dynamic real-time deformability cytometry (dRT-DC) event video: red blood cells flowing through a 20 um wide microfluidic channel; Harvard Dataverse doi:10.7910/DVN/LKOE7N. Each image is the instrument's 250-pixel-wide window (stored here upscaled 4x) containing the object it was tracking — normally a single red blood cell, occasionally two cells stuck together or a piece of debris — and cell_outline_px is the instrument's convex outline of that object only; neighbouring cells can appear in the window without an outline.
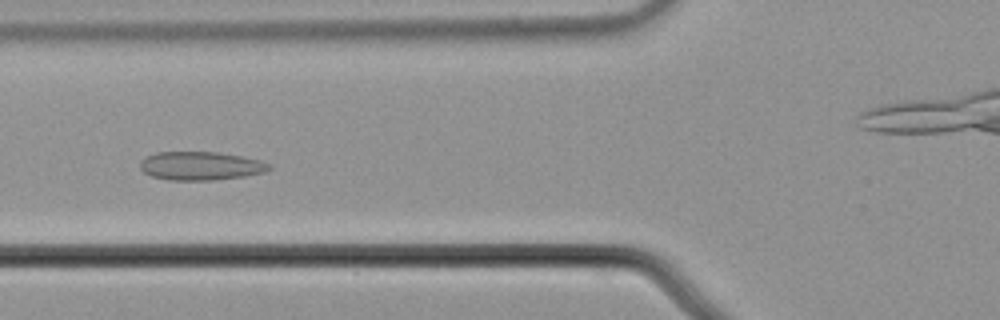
{"species": "common noctule bat (a hibernating species)", "species_latin": "Nyctalus noctula", "temperature_condition": "cold", "stored_images_in_passage": 60, "camera_frame_rate_fps": 3000, "um_per_image_px": 0.085, "animal": {"sex": "male", "body_mass_g": 21.5, "forearm_length_mm": 52.0}, "frame": {"image": 1, "passage_image": 24, "time_ms": 7.667, "image_size_px": [1000, 320], "cell_outline_px": [[272, 168], [264, 172], [244, 176], [212, 180], [168, 180], [152, 176], [144, 172], [140, 168], [140, 160], [156, 152], [216, 152], [240, 156], [260, 160], [272, 164]], "centroid_in_image_um": [17.06, 14.1], "position_along_channel_um": 108.7, "area_um2": 21.39}}
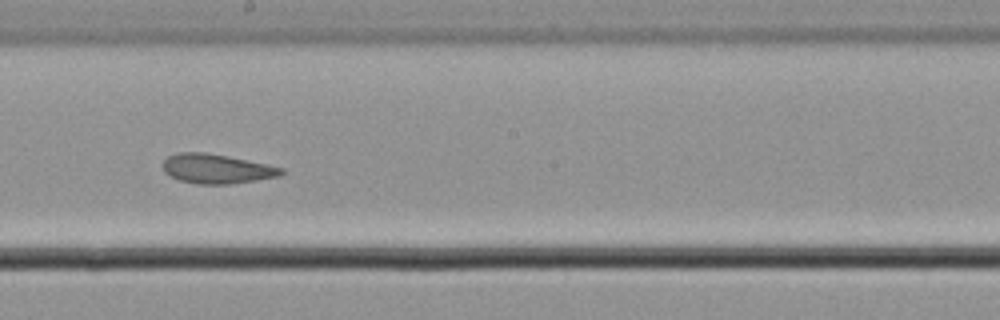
{"frame": {"image": 2, "passage_image": 34, "time_ms": 11.0, "image_size_px": [1000, 320], "cell_outline_px": [[284, 172], [280, 176], [256, 180], [228, 184], [196, 184], [180, 180], [164, 172], [164, 160], [168, 156], [180, 152], [204, 152], [268, 164], [284, 168]], "centroid_in_image_um": [18.43, 14.35], "position_along_channel_um": 229.8, "area_um2": 20.11}}
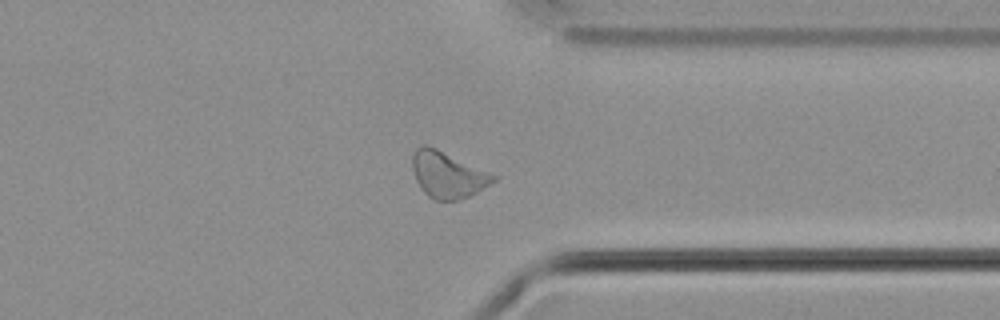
{"frame": {"image": 3, "passage_image": 46, "time_ms": 15.0, "image_size_px": [1000, 320], "cell_outline_px": [[500, 176], [496, 180], [476, 192], [468, 196], [456, 200], [436, 200], [428, 196], [420, 188], [416, 180], [412, 168], [412, 156], [416, 148], [420, 144], [428, 144]], "centroid_in_image_um": [38.05, 14.82], "position_along_channel_um": 373.4, "area_um2": 22.02}, "authors_computed_cell_mechanics": {"area_um2": 22.8599, "velocity_mm_per_s": 3.6338, "shape_relaxation_time_tau1_ms": null, "shape_relaxation_time_tau2_ms": 1.973, "deformation_change_tau1": null, "deformation_change_tau2": 0.0767}}